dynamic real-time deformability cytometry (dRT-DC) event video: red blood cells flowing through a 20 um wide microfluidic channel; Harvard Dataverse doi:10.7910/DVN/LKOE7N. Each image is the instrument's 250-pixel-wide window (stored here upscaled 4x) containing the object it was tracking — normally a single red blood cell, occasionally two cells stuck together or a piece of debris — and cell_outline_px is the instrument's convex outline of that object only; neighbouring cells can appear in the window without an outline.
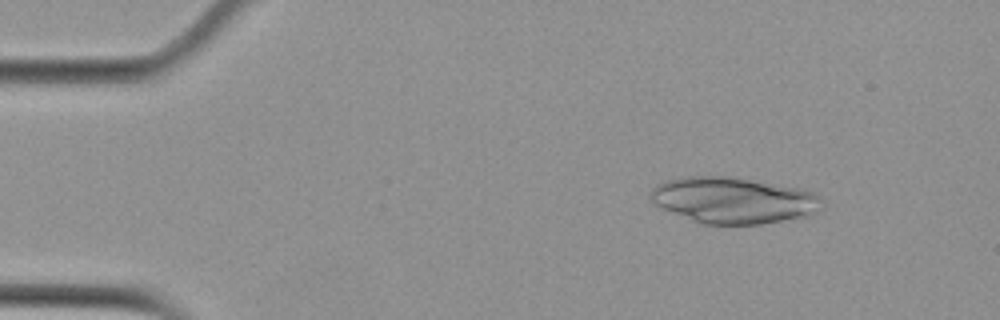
{"species": "Egyptian fruit bat (a non-hibernating species)", "species_latin": "Rousettus aegyptiacus", "temperature_condition": "cold", "stored_images_in_passage": 47, "camera_frame_rate_fps": 3000, "um_per_image_px": 0.085, "animal": {"sex": "female"}, "frame": {"image": 1, "passage_image": 1, "time_ms": 0.0, "image_size_px": [1000, 320], "cell_outline_px": [[824, 212], [808, 216], [760, 224], [704, 224], [652, 204], [648, 196], [648, 192], [656, 184], [664, 180], [680, 176], [736, 176], [796, 188], [812, 192], [816, 196], [824, 208]], "centroid_in_image_um": [62.3, 17.01], "position_along_channel_um": 22.7, "area_um2": 46.53}}
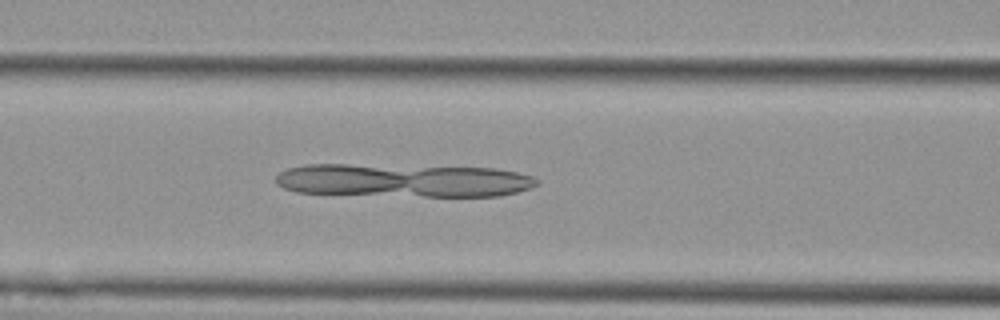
{"frame": {"image": 2, "passage_image": 16, "time_ms": 5.0, "image_size_px": [1000, 320], "cell_outline_px": [[540, 184], [532, 188], [500, 196], [424, 196], [296, 192], [284, 188], [276, 184], [276, 176], [280, 172], [288, 168], [304, 164], [348, 164], [496, 168], [516, 172], [532, 176], [540, 180]], "centroid_in_image_um": [34.32, 15.32], "position_along_channel_um": 132.3, "area_um2": 50.75}}
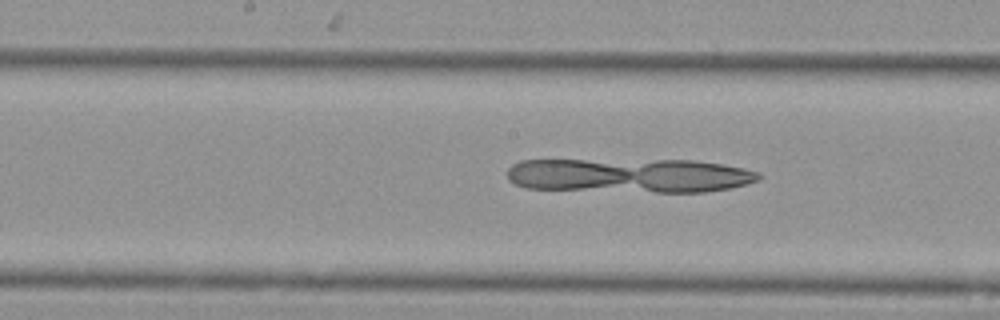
{"frame": {"image": 3, "passage_image": 21, "time_ms": 6.667, "image_size_px": [1000, 320], "cell_outline_px": [[764, 176], [760, 180], [732, 188], [704, 192], [656, 192], [528, 188], [516, 184], [508, 180], [508, 168], [512, 164], [520, 160], [692, 160], [724, 164], [744, 168], [760, 172]], "centroid_in_image_um": [53.58, 14.91], "position_along_channel_um": 194.6, "area_um2": 50.63}}